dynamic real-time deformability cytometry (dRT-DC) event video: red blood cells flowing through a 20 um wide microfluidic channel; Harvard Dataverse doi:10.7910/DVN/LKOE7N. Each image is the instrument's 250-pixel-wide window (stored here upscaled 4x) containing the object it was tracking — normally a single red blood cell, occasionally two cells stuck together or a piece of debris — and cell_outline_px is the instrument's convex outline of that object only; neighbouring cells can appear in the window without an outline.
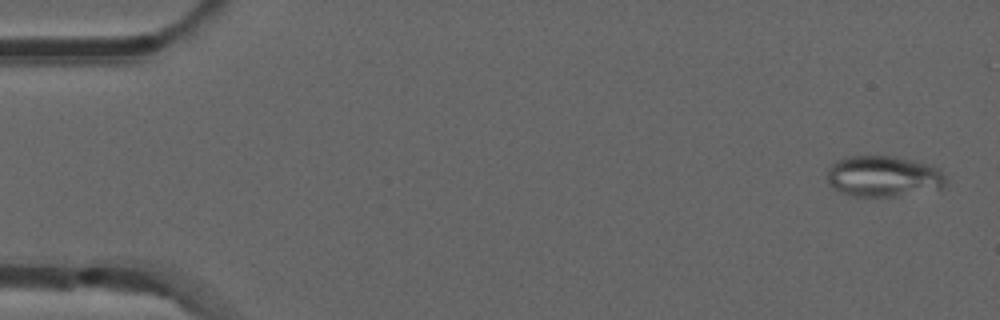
{"species": "common noctule bat (a hibernating species)", "species_latin": "Nyctalus noctula", "temperature_condition": "room temperature", "stored_images_in_passage": 47, "camera_frame_rate_fps": 3000, "um_per_image_px": 0.085, "animal": {"sex": "male", "forearm_length_mm": 52.5}, "frame": {"image": 1, "passage_image": 2, "time_ms": 0.333, "image_size_px": [1000, 320], "cell_outline_px": [[948, 180], [940, 188], [896, 196], [852, 196], [840, 192], [828, 184], [828, 168], [836, 160], [844, 156], [896, 156], [912, 160], [940, 168]], "centroid_in_image_um": [75.07, 14.97], "position_along_channel_um": 9.9, "area_um2": 28.38}}
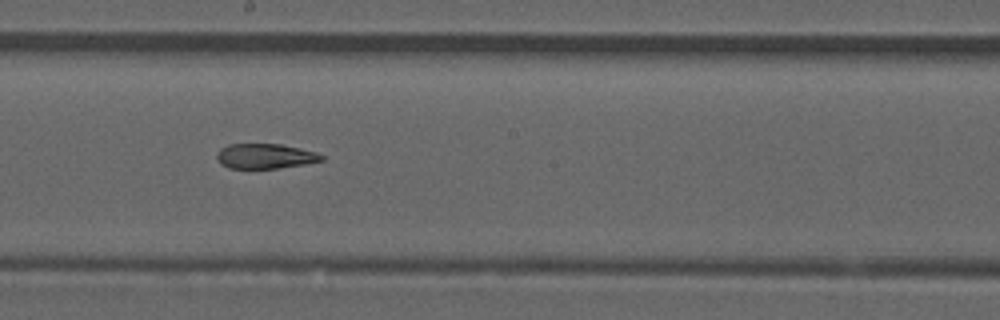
{"frame": {"image": 2, "passage_image": 29, "time_ms": 9.333, "image_size_px": [1000, 320], "cell_outline_px": [[324, 160], [304, 164], [280, 168], [228, 168], [220, 164], [216, 156], [216, 152], [220, 148], [228, 144], [280, 144], [300, 148], [316, 152], [324, 156]], "centroid_in_image_um": [22.51, 13.27], "position_along_channel_um": 225.7, "area_um2": 15.32}}
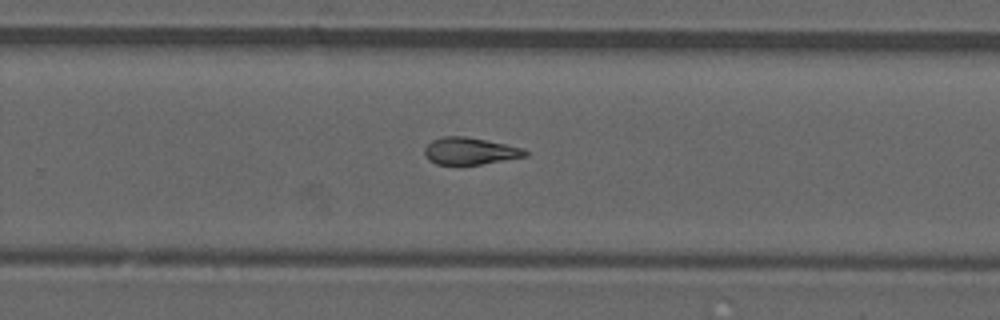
{"frame": {"image": 3, "passage_image": 34, "time_ms": 11.0, "image_size_px": [1000, 320], "cell_outline_px": [[528, 156], [480, 164], [436, 164], [428, 160], [424, 152], [424, 148], [432, 140], [444, 136], [464, 136], [524, 148], [528, 152]], "centroid_in_image_um": [39.94, 12.84], "position_along_channel_um": 289.9, "area_um2": 15.66}}